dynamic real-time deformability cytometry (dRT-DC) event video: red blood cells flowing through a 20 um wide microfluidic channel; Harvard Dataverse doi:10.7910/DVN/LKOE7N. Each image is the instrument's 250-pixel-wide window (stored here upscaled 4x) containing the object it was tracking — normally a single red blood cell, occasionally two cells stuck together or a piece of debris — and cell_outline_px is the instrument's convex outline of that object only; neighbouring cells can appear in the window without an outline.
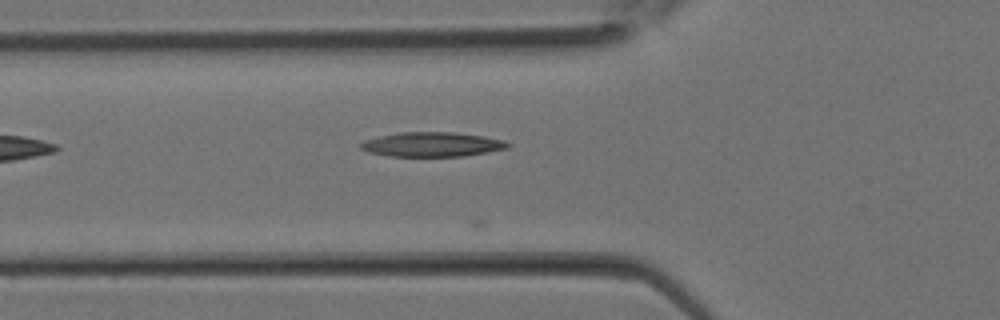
{"species": "Egyptian fruit bat (a non-hibernating species)", "species_latin": "Rousettus aegyptiacus", "temperature_condition": "room temperature", "stored_images_in_passage": 5, "camera_frame_rate_fps": 3000, "um_per_image_px": 0.085, "animal": {"sex": "female"}, "frame": {"image": 1, "passage_image": 2, "time_ms": 0.333, "image_size_px": [1000, 320], "cell_outline_px": [[512, 144], [508, 148], [488, 152], [464, 156], [388, 156], [368, 152], [360, 148], [356, 144], [364, 140], [380, 136], [400, 132], [452, 132], [484, 136], [504, 140]], "centroid_in_image_um": [36.71, 12.27], "position_along_channel_um": 89.1, "area_um2": 21.15}}